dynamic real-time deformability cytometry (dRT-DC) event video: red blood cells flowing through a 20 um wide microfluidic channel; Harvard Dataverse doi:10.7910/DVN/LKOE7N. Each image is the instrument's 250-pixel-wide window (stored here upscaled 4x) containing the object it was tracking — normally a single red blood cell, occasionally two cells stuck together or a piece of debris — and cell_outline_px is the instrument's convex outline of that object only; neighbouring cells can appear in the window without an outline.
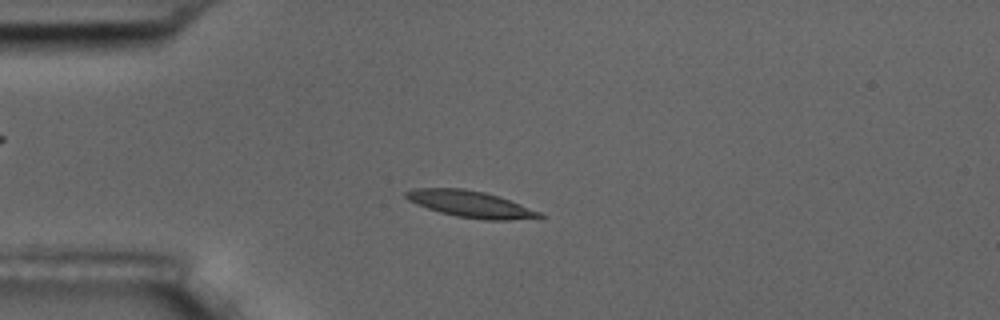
{"species": "common noctule bat (a hibernating species)", "species_latin": "Nyctalus noctula", "temperature_condition": "room temperature", "stored_images_in_passage": 54, "camera_frame_rate_fps": 3000, "um_per_image_px": 0.085, "animal": {"sex": "male", "body_mass_g": 17.5, "forearm_length_mm": 52.3}, "frame": {"image": 1, "passage_image": 12, "time_ms": 3.667, "image_size_px": [1000, 320], "cell_outline_px": [[548, 216], [540, 220], [484, 220], [456, 216], [440, 212], [416, 204], [408, 200], [404, 196], [404, 192], [412, 188], [464, 188], [484, 192], [520, 204], [540, 212]], "centroid_in_image_um": [40.06, 17.37], "position_along_channel_um": 44.9, "area_um2": 20.92}}
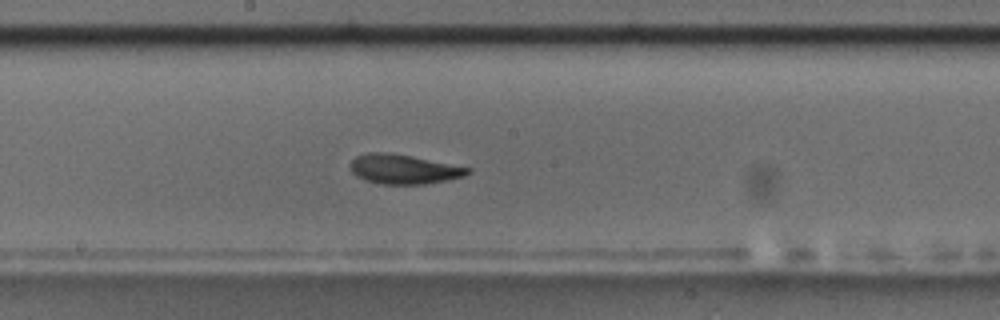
{"frame": {"image": 2, "passage_image": 28, "time_ms": 9.0, "image_size_px": [1000, 320], "cell_outline_px": [[472, 172], [464, 176], [424, 184], [380, 184], [364, 180], [356, 176], [352, 172], [352, 160], [356, 156], [368, 152], [388, 152], [412, 156], [472, 168]], "centroid_in_image_um": [34.32, 14.37], "position_along_channel_um": 213.9, "area_um2": 20.11}}
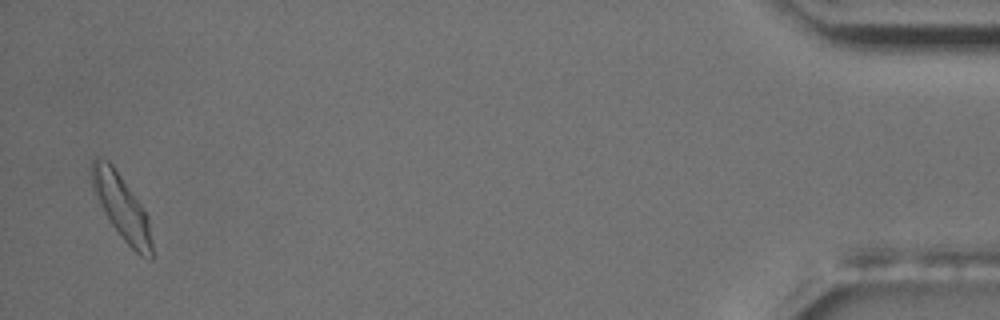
{"frame": {"image": 3, "passage_image": 53, "time_ms": 17.333, "image_size_px": [1000, 320], "cell_outline_px": [[152, 260], [140, 256], [120, 236], [104, 212], [92, 192], [92, 160], [96, 156], [108, 160], [112, 164], [140, 204], [148, 216], [152, 244]], "centroid_in_image_um": [10.33, 17.61], "position_along_channel_um": 424.9, "area_um2": 22.37}, "authors_computed_cell_mechanics": {"area_um2": 19.9121, "velocity_mm_per_s": 3.5433, "shape_relaxation_time_tau1_ms": 3.1212, "shape_relaxation_time_tau2_ms": 3.158, "deformation_change_tau1": 0.1543, "deformation_change_tau2": 0.091}}